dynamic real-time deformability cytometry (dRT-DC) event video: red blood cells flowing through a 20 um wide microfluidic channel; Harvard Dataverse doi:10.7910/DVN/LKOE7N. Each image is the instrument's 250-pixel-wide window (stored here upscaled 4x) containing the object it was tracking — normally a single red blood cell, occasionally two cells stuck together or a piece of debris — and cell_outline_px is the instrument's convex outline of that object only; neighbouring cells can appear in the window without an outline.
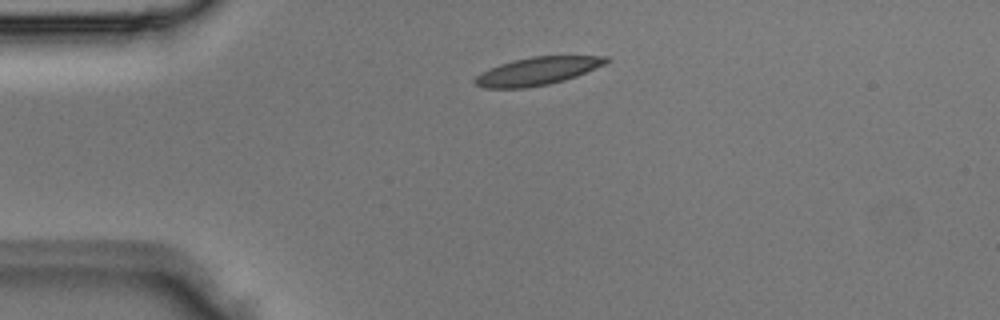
{"species": "Egyptian fruit bat (a non-hibernating species)", "species_latin": "Rousettus aegyptiacus", "temperature_condition": "room temperature", "stored_images_in_passage": 2, "camera_frame_rate_fps": 3000, "um_per_image_px": 0.085, "animal": {"sex": "male"}, "frame": {"image": 1, "passage_image": 1, "time_ms": 0.0, "image_size_px": [1000, 320], "cell_outline_px": [[612, 60], [604, 64], [576, 76], [564, 80], [548, 84], [524, 88], [484, 88], [476, 84], [472, 80], [480, 72], [488, 68], [500, 64], [532, 56], [608, 56]], "centroid_in_image_um": [45.65, 6.04], "position_along_channel_um": 39.3, "area_um2": 21.21}}
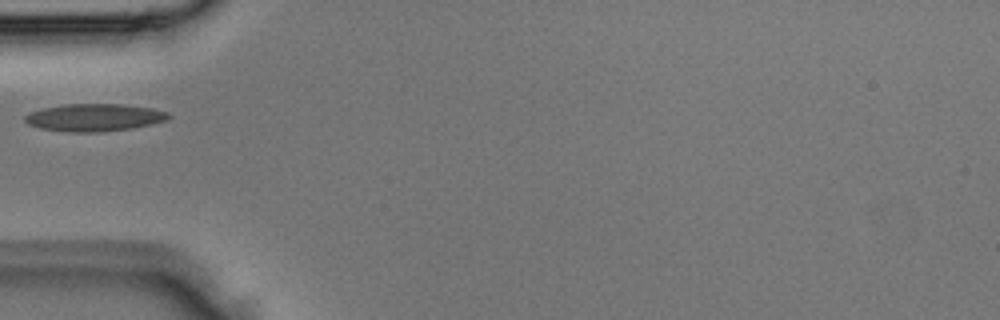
{"frame": {"image": 2, "passage_image": 2, "time_ms": 0.333, "image_size_px": [1000, 320], "cell_outline_px": [[172, 116], [168, 120], [152, 124], [132, 128], [100, 132], [64, 132], [40, 128], [28, 124], [24, 120], [24, 116], [28, 112], [44, 108], [68, 104], [120, 104], [152, 108], [168, 112]], "centroid_in_image_um": [8.02, 9.99], "position_along_channel_um": 77.0, "area_um2": 23.12}}